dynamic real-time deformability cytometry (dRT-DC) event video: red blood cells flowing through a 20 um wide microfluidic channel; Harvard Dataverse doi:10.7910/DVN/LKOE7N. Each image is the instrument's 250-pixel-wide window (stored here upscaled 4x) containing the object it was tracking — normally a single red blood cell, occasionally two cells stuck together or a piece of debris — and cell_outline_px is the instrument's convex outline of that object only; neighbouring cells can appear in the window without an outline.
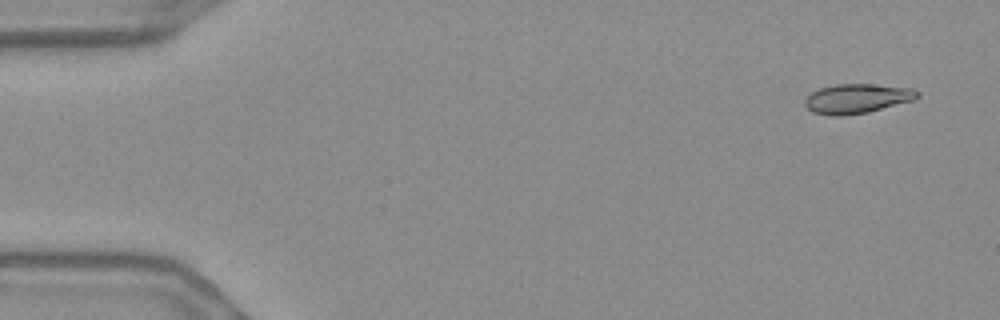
{"species": "Egyptian fruit bat (a non-hibernating species)", "species_latin": "Rousettus aegyptiacus", "temperature_condition": "warm", "stored_images_in_passage": 53, "camera_frame_rate_fps": 3000, "um_per_image_px": 0.085, "frame": {"image": 1, "passage_image": 1, "time_ms": 0.0, "image_size_px": [1000, 320], "cell_outline_px": [[920, 96], [912, 100], [868, 112], [840, 116], [828, 116], [812, 112], [804, 104], [804, 100], [812, 92], [820, 88], [836, 84], [872, 84], [912, 88], [920, 92]], "centroid_in_image_um": [72.83, 8.38], "position_along_channel_um": 12.2, "area_um2": 19.31}}
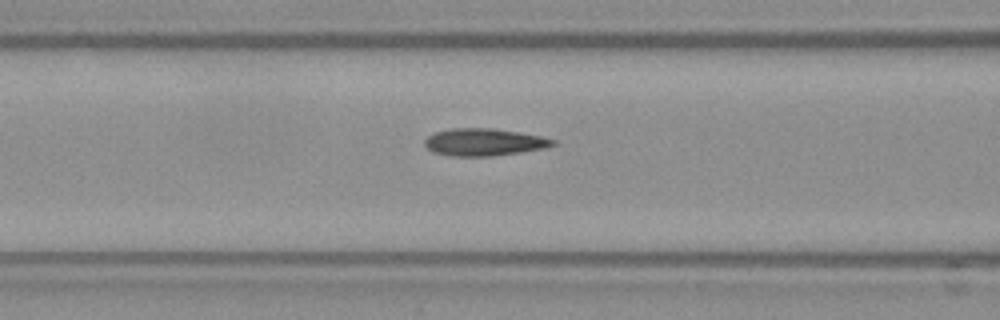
{"frame": {"image": 2, "passage_image": 20, "time_ms": 6.333, "image_size_px": [1000, 320], "cell_outline_px": [[556, 144], [544, 148], [520, 152], [492, 156], [448, 156], [432, 152], [424, 144], [424, 140], [428, 136], [436, 132], [452, 128], [492, 128], [540, 136], [556, 140]], "centroid_in_image_um": [41.11, 12.09], "position_along_channel_um": 125.5, "area_um2": 20.29}}
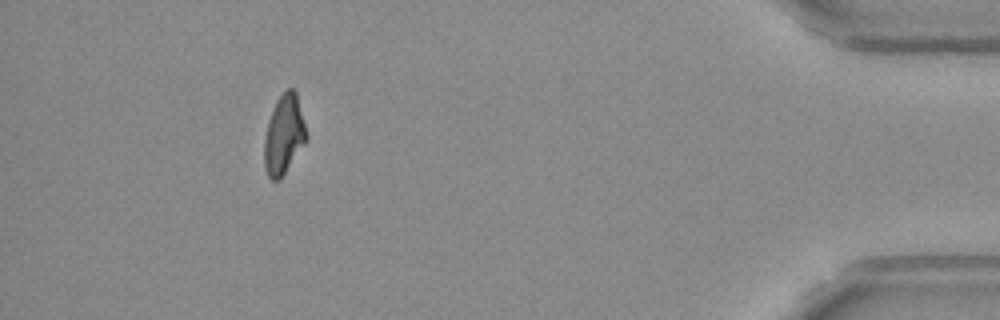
{"frame": {"image": 3, "passage_image": 48, "time_ms": 15.667, "image_size_px": [1000, 320], "cell_outline_px": [[308, 136], [304, 144], [280, 180], [272, 180], [268, 176], [264, 168], [264, 140], [268, 120], [272, 108], [276, 100], [288, 88], [292, 88], [296, 92]], "centroid_in_image_um": [24.12, 11.46], "position_along_channel_um": 411.1, "area_um2": 19.42}, "authors_computed_cell_mechanics": {"area_um2": 19.941, "velocity_mm_per_s": 3.7075, "shape_relaxation_time_tau1_ms": null, "shape_relaxation_time_tau2_ms": 2.6498, "deformation_change_tau1": null, "deformation_change_tau2": 0.0825}}